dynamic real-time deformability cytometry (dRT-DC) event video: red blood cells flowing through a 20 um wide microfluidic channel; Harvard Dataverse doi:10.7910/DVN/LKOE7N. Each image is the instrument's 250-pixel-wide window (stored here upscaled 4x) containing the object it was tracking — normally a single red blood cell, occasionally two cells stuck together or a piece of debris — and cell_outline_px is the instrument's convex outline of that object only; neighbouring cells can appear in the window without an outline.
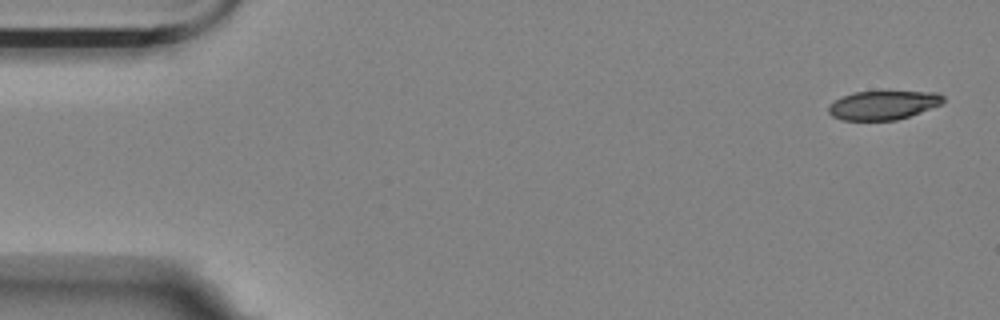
{"species": "Egyptian fruit bat (a non-hibernating species)", "species_latin": "Rousettus aegyptiacus", "temperature_condition": "room temperature", "stored_images_in_passage": 5, "camera_frame_rate_fps": 3000, "um_per_image_px": 0.085, "animal": {"sex": "female"}, "frame": {"image": 1, "passage_image": 1, "time_ms": 0.0, "image_size_px": [1000, 320], "cell_outline_px": [[944, 100], [940, 104], [920, 112], [896, 120], [840, 120], [832, 116], [828, 112], [828, 108], [836, 100], [844, 96], [856, 92], [936, 92], [944, 96]], "centroid_in_image_um": [75.06, 8.95], "position_along_channel_um": 9.9, "area_um2": 18.9}}
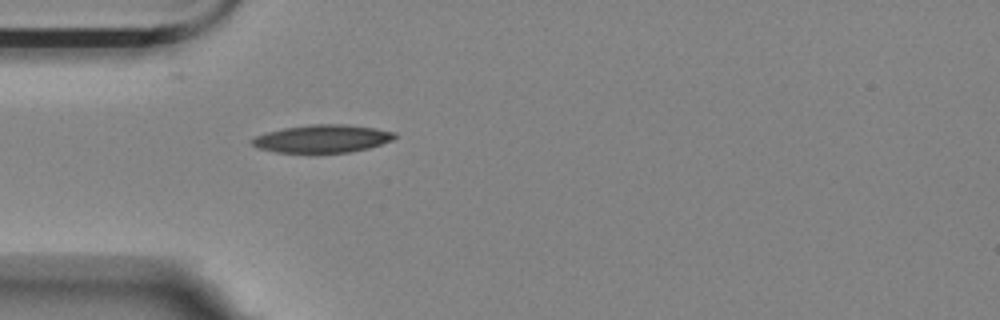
{"frame": {"image": 2, "passage_image": 5, "time_ms": 1.333, "image_size_px": [1000, 320], "cell_outline_px": [[396, 136], [392, 140], [368, 148], [348, 152], [276, 152], [260, 148], [252, 144], [248, 140], [256, 136], [268, 132], [284, 128], [308, 124], [344, 124], [376, 128], [396, 132]], "centroid_in_image_um": [27.4, 11.77], "position_along_channel_um": 57.6, "area_um2": 22.95}}